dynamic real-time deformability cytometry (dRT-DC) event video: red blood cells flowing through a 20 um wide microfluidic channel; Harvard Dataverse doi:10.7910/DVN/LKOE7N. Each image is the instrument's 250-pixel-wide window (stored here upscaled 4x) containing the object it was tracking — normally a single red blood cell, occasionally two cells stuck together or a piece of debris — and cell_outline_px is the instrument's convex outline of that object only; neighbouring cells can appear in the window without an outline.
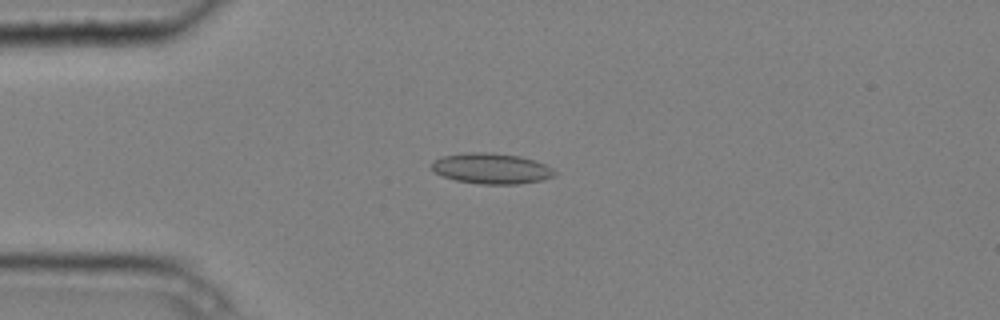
{"species": "common noctule bat (a hibernating species)", "species_latin": "Nyctalus noctula", "temperature_condition": "cold", "stored_images_in_passage": 7, "camera_frame_rate_fps": 3000, "um_per_image_px": 0.085, "animal": {"sex": "male", "body_mass_g": 20.4}, "frame": {"image": 1, "passage_image": 5, "time_ms": 1.333, "image_size_px": [1000, 320], "cell_outline_px": [[556, 172], [552, 176], [544, 180], [516, 184], [480, 184], [456, 180], [444, 176], [436, 172], [432, 168], [432, 160], [444, 156], [468, 152], [492, 152], [520, 156], [544, 164], [552, 168]], "centroid_in_image_um": [41.77, 14.32], "position_along_channel_um": 43.2, "area_um2": 21.79}}
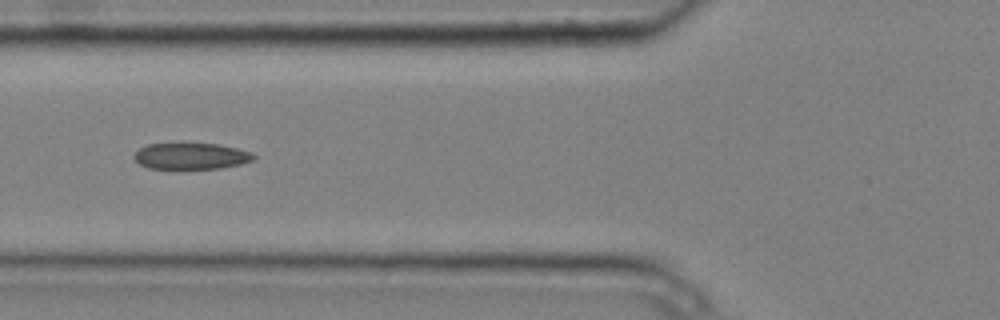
{"frame": {"image": 2, "passage_image": 7, "time_ms": 2.0, "image_size_px": [1000, 320], "cell_outline_px": [[256, 156], [252, 160], [240, 164], [220, 168], [148, 168], [140, 164], [132, 156], [140, 148], [148, 144], [220, 144], [252, 152]], "centroid_in_image_um": [16.25, 13.26], "position_along_channel_um": 109.6, "area_um2": 18.03}}